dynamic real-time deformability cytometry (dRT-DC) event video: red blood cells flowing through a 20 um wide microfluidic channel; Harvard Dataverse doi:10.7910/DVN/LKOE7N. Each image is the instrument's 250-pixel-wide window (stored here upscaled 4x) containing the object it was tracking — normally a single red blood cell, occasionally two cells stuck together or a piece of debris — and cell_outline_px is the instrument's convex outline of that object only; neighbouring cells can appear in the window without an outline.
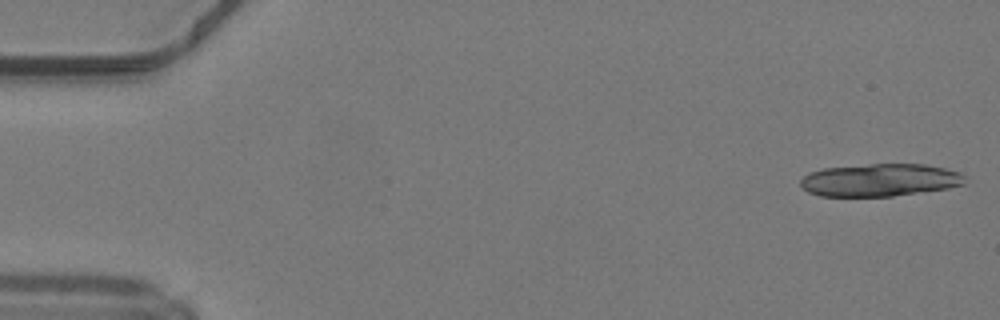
{"species": "common noctule bat (a hibernating species)", "species_latin": "Nyctalus noctula", "temperature_condition": "warm", "stored_images_in_passage": 14, "camera_frame_rate_fps": 3000, "um_per_image_px": 0.085, "animal": {"sex": "male", "body_mass_g": 19.2, "forearm_length_mm": 51.8}, "frame": {"image": 1, "passage_image": 1, "time_ms": 0.0, "image_size_px": [1000, 320], "cell_outline_px": [[964, 184], [948, 188], [892, 196], [820, 196], [808, 192], [800, 188], [800, 180], [808, 172], [824, 168], [868, 164], [924, 164], [944, 168], [960, 172], [964, 176]], "centroid_in_image_um": [74.74, 15.3], "position_along_channel_um": 10.3, "area_um2": 31.33}}